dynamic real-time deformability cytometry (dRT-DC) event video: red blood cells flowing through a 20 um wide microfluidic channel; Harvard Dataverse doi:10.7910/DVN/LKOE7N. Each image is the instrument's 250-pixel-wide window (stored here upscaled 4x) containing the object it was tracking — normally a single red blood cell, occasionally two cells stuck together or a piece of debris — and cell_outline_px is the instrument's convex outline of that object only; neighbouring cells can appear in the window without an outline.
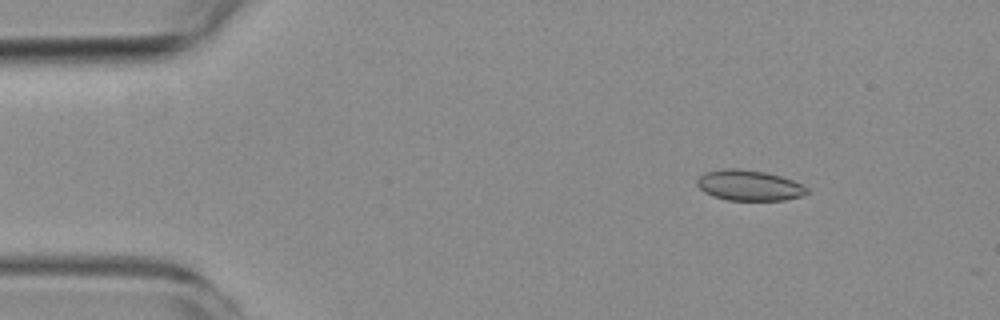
{"species": "common noctule bat (a hibernating species)", "species_latin": "Nyctalus noctula", "temperature_condition": "room temperature", "stored_images_in_passage": 4, "camera_frame_rate_fps": 3000, "um_per_image_px": 0.085, "animal": {"sex": "female", "body_mass_g": 19.3, "forearm_length_mm": 54.1}, "frame": {"image": 1, "passage_image": 2, "time_ms": 1.0, "image_size_px": [1000, 320], "cell_outline_px": [[808, 192], [804, 196], [784, 200], [728, 200], [712, 196], [704, 192], [696, 184], [696, 180], [704, 172], [724, 168], [736, 168], [764, 172], [780, 176], [792, 180], [808, 188]], "centroid_in_image_um": [63.65, 15.76], "position_along_channel_um": 21.3, "area_um2": 19.59}}